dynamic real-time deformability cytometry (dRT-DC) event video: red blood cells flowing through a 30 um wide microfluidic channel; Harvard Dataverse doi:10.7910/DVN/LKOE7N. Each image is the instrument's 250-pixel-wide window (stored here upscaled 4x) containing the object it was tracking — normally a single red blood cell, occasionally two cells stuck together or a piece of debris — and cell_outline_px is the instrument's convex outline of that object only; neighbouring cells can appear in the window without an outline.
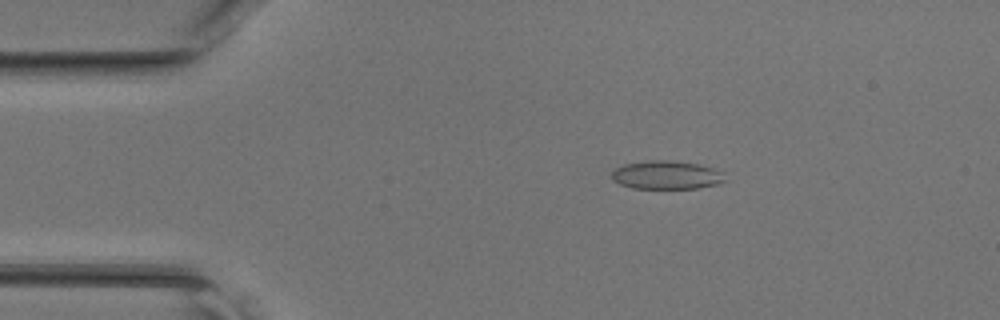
{"species": "common noctule bat (a hibernating species)", "species_latin": "Nyctalus noctula", "temperature_condition": "room temperature", "stored_images_in_passage": 45, "camera_frame_rate_fps": 3000, "um_per_image_px": 0.085, "animal": {"sex": "female", "body_mass_g": 17.0, "forearm_length_mm": 48.0}, "frame": {"image": 1, "passage_image": 8, "time_ms": 2.333, "image_size_px": [1000, 320], "cell_outline_px": [[728, 180], [716, 184], [696, 188], [632, 188], [620, 184], [612, 180], [612, 172], [616, 168], [624, 164], [652, 160], [668, 160], [696, 164], [712, 168], [724, 172]], "centroid_in_image_um": [56.67, 14.88], "position_along_channel_um": 28.3, "area_um2": 18.67}}
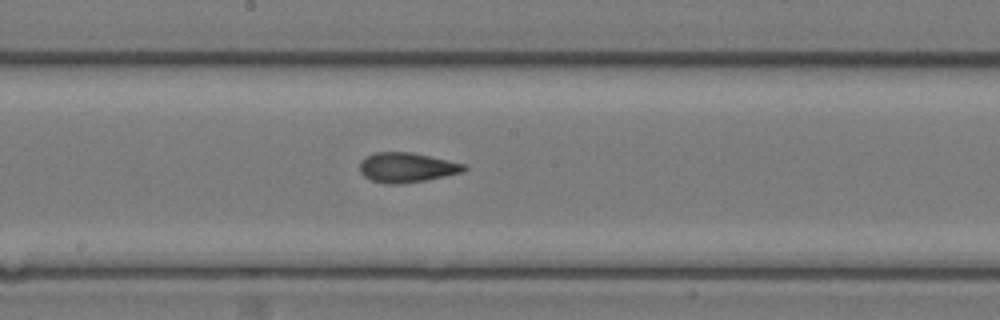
{"frame": {"image": 2, "passage_image": 24, "time_ms": 7.667, "image_size_px": [1000, 320], "cell_outline_px": [[468, 168], [460, 172], [444, 176], [424, 180], [400, 184], [384, 184], [372, 180], [364, 176], [360, 172], [360, 160], [364, 156], [376, 152], [412, 152], [468, 164]], "centroid_in_image_um": [34.56, 14.22], "position_along_channel_um": 213.6, "area_um2": 18.21}}
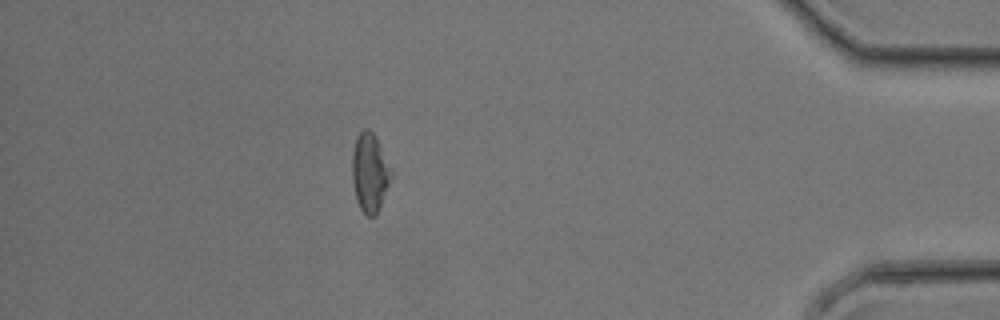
{"frame": {"image": 3, "passage_image": 40, "time_ms": 13.0, "image_size_px": [1000, 320], "cell_outline_px": [[392, 176], [380, 208], [376, 216], [368, 216], [360, 208], [356, 200], [352, 180], [352, 152], [356, 136], [364, 128], [368, 128], [376, 136], [392, 168]], "centroid_in_image_um": [31.44, 14.65], "position_along_channel_um": 403.8, "area_um2": 18.21}}